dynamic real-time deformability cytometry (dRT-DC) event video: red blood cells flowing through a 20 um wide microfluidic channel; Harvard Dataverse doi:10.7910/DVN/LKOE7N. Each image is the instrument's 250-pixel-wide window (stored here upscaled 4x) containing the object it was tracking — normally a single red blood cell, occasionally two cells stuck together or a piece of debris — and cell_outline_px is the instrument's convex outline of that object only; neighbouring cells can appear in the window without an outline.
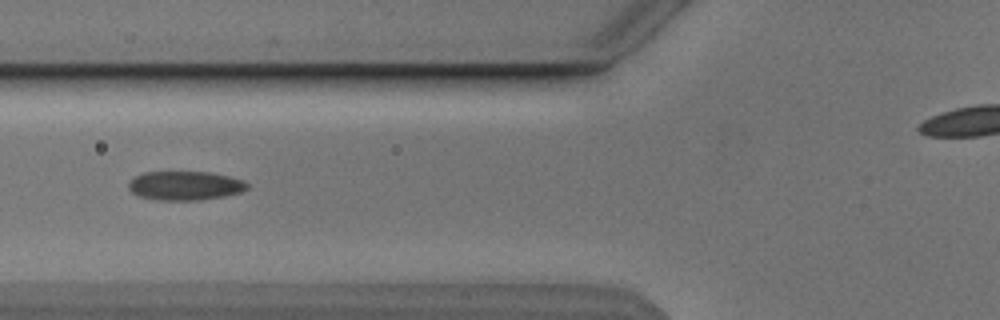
{"species": "Egyptian fruit bat (a non-hibernating species)", "species_latin": "Rousettus aegyptiacus", "temperature_condition": "cold", "stored_images_in_passage": 8, "camera_frame_rate_fps": 3000, "um_per_image_px": 0.085, "animal": {"sex": "male"}, "frame": {"image": 1, "passage_image": 8, "time_ms": 8.0, "image_size_px": [1000, 320], "cell_outline_px": [[248, 188], [240, 192], [224, 196], [200, 200], [156, 200], [140, 196], [132, 192], [128, 188], [128, 180], [144, 172], [212, 172], [244, 180], [248, 184]], "centroid_in_image_um": [15.72, 15.78], "position_along_channel_um": 110.1, "area_um2": 20.11}}